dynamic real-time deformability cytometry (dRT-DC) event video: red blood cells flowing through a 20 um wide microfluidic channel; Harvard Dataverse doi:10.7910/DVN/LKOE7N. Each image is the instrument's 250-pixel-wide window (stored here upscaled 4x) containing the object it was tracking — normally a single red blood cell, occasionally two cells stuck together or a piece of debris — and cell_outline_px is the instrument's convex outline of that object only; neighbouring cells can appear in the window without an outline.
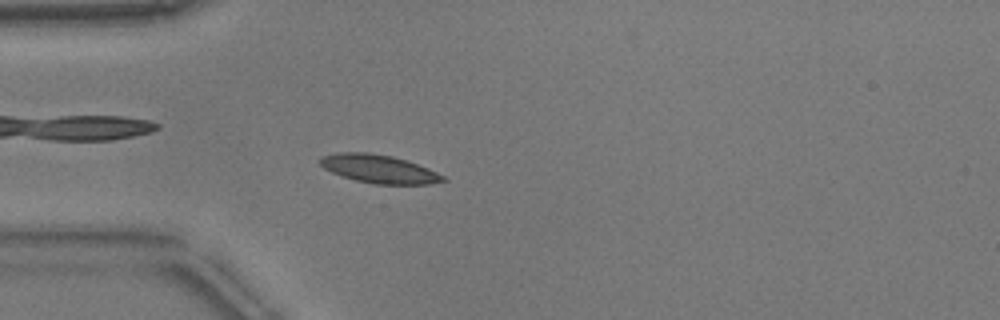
{"species": "common noctule bat (a hibernating species)", "species_latin": "Nyctalus noctula", "temperature_condition": "warm", "stored_images_in_passage": 53, "camera_frame_rate_fps": 3000, "um_per_image_px": 0.085, "animal": {"sex": "male", "body_mass_g": 17.9}, "frame": {"image": 1, "passage_image": 15, "time_ms": 4.667, "image_size_px": [1000, 320], "cell_outline_px": [[448, 180], [432, 184], [372, 184], [356, 180], [332, 172], [324, 168], [320, 164], [320, 156], [336, 152], [368, 152], [392, 156], [428, 168], [444, 176]], "centroid_in_image_um": [32.2, 14.35], "position_along_channel_um": 52.8, "area_um2": 20.17}}
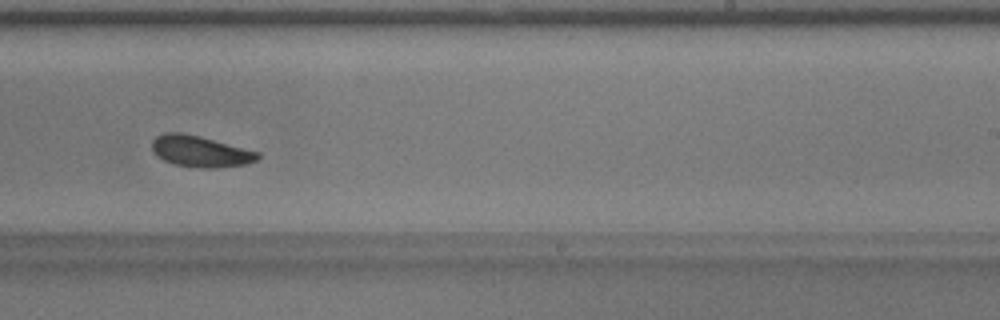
{"frame": {"image": 2, "passage_image": 33, "time_ms": 10.667, "image_size_px": [1000, 320], "cell_outline_px": [[260, 156], [256, 160], [244, 164], [220, 168], [200, 168], [172, 164], [156, 156], [152, 148], [152, 140], [156, 136], [164, 132], [180, 132], [200, 136], [260, 152]], "centroid_in_image_um": [17.0, 12.86], "position_along_channel_um": 272.0, "area_um2": 19.36}}
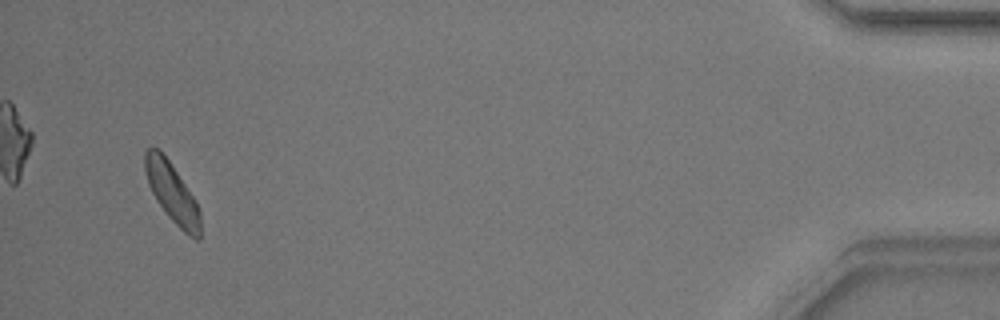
{"frame": {"image": 3, "passage_image": 51, "time_ms": 16.667, "image_size_px": [1000, 320], "cell_outline_px": [[200, 240], [196, 240], [188, 236], [168, 216], [156, 200], [148, 184], [144, 172], [144, 152], [152, 144], [168, 160], [192, 196], [200, 212]], "centroid_in_image_um": [14.59, 16.39], "position_along_channel_um": 420.6, "area_um2": 18.84}, "authors_computed_cell_mechanics": {"area_um2": 19.074, "velocity_mm_per_s": 3.7824, "shape_relaxation_time_tau1_ms": 3.0875, "shape_relaxation_time_tau2_ms": 3.5185, "deformation_change_tau1": 0.1383, "deformation_change_tau2": 0.1029}}